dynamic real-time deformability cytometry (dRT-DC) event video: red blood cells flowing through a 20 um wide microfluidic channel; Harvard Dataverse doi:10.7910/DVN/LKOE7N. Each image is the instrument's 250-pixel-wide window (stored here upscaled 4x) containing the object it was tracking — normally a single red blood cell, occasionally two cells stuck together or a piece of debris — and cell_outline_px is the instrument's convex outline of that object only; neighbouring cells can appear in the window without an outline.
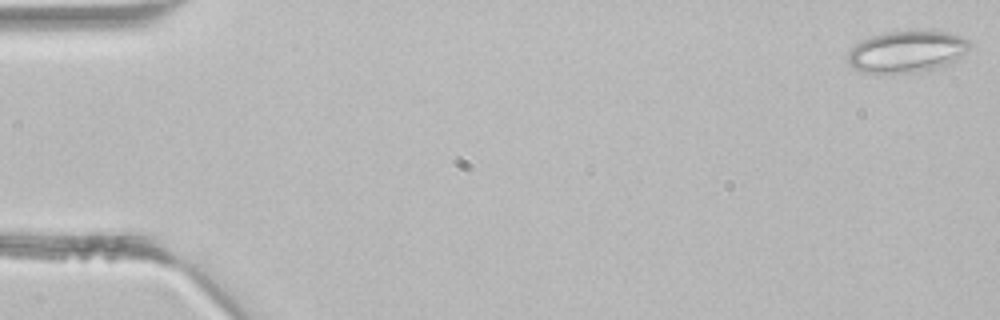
{"species": "common noctule bat (a hibernating species)", "species_latin": "Nyctalus noctula", "temperature_condition": "room temperature", "stored_images_in_passage": 43, "camera_frame_rate_fps": 3000, "um_per_image_px": 0.085, "animal": {"sex": "male", "body_mass_g": 21.5, "forearm_length_mm": 52.0}, "frame": {"image": 1, "passage_image": 1, "time_ms": 0.0, "image_size_px": [1000, 320], "cell_outline_px": [[972, 44], [956, 60], [940, 68], [916, 72], [860, 72], [848, 60], [848, 52], [856, 44], [872, 36], [888, 32], [912, 28], [932, 28], [948, 32], [960, 36], [968, 40]], "centroid_in_image_um": [77.15, 4.33], "position_along_channel_um": 7.8, "area_um2": 30.0}}
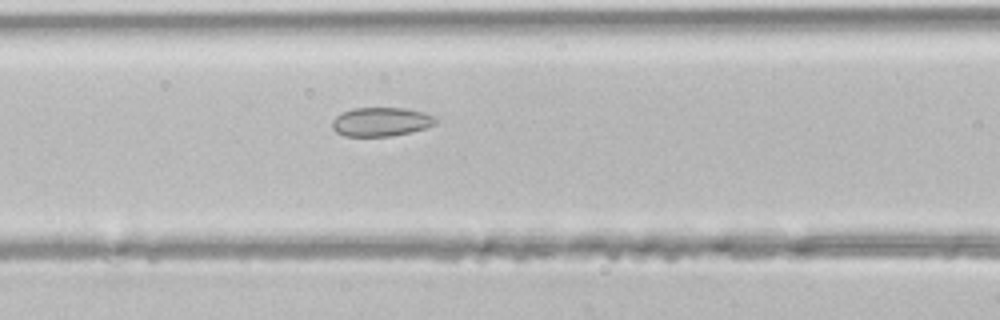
{"frame": {"image": 2, "passage_image": 18, "time_ms": 5.667, "image_size_px": [1000, 320], "cell_outline_px": [[440, 120], [436, 124], [428, 128], [412, 132], [392, 136], [344, 136], [336, 132], [332, 128], [332, 120], [336, 116], [352, 108], [404, 108], [424, 112], [436, 116]], "centroid_in_image_um": [32.45, 10.36], "position_along_channel_um": 134.1, "area_um2": 17.74}}
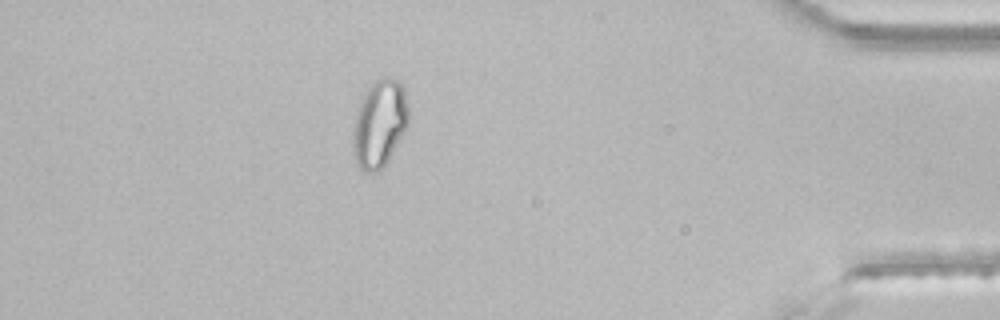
{"frame": {"image": 3, "passage_image": 38, "time_ms": 12.333, "image_size_px": [1000, 320], "cell_outline_px": [[408, 124], [384, 164], [376, 172], [364, 172], [356, 164], [352, 152], [352, 132], [360, 100], [368, 88], [376, 80], [396, 80], [404, 88], [408, 108]], "centroid_in_image_um": [32.21, 10.54], "position_along_channel_um": 403.0, "area_um2": 27.63}}